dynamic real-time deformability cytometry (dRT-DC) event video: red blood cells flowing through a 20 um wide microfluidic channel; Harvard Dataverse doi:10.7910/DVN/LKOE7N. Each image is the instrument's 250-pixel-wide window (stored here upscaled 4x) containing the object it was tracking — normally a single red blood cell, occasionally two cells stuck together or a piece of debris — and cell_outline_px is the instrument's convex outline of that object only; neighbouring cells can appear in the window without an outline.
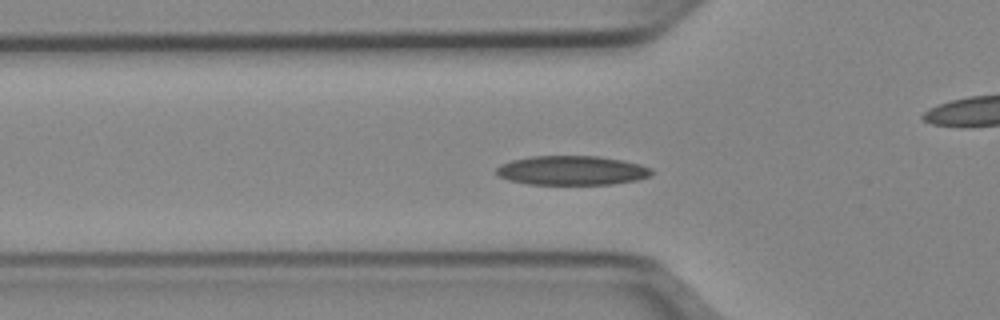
{"species": "Egyptian fruit bat (a non-hibernating species)", "species_latin": "Rousettus aegyptiacus", "temperature_condition": "cold", "stored_images_in_passage": 47, "camera_frame_rate_fps": 3000, "um_per_image_px": 0.085, "animal": {"sex": "female"}, "frame": {"image": 1, "passage_image": 12, "time_ms": 3.667, "image_size_px": [1000, 320], "cell_outline_px": [[652, 176], [636, 180], [612, 184], [528, 184], [508, 180], [500, 176], [496, 172], [496, 168], [500, 164], [512, 160], [532, 156], [600, 156], [624, 160], [640, 164], [652, 168]], "centroid_in_image_um": [48.63, 14.48], "position_along_channel_um": 77.2, "area_um2": 26.59}}
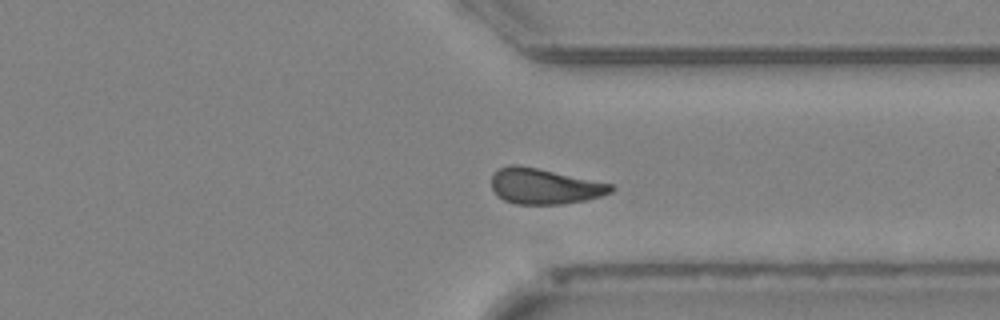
{"frame": {"image": 2, "passage_image": 34, "time_ms": 11.0, "image_size_px": [1000, 320], "cell_outline_px": [[616, 188], [612, 192], [588, 200], [560, 204], [516, 204], [504, 200], [492, 188], [492, 176], [500, 168], [508, 164], [516, 164], [536, 168], [612, 184]], "centroid_in_image_um": [46.3, 15.84], "position_along_channel_um": 365.1, "area_um2": 24.51}}
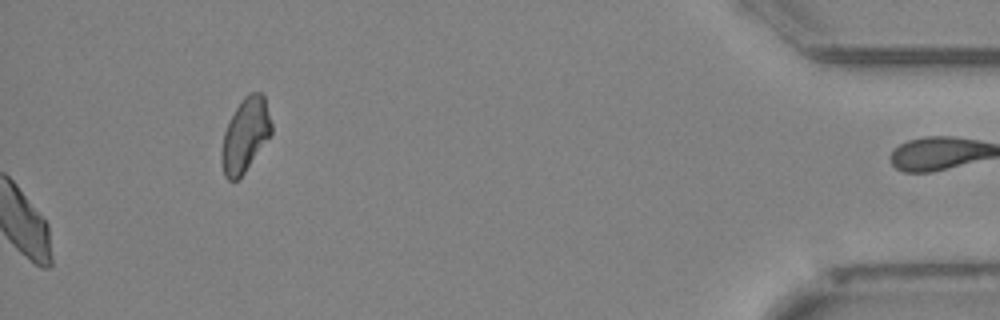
{"frame": {"image": 3, "passage_image": 47, "time_ms": 15.333, "image_size_px": [1000, 320], "cell_outline_px": [[272, 132], [244, 172], [236, 180], [228, 180], [224, 176], [220, 160], [220, 152], [224, 132], [240, 100], [248, 92], [260, 92], [264, 96], [272, 124]], "centroid_in_image_um": [20.82, 11.46], "position_along_channel_um": 414.4, "area_um2": 21.21}, "authors_computed_cell_mechanics": {"area_um2": 24.854, "velocity_mm_per_s": 3.9289, "shape_relaxation_time_tau1_ms": 6.1345, "shape_relaxation_time_tau2_ms": 6.7232, "deformation_change_tau1": 0.1449, "deformation_change_tau2": 0.1267}}